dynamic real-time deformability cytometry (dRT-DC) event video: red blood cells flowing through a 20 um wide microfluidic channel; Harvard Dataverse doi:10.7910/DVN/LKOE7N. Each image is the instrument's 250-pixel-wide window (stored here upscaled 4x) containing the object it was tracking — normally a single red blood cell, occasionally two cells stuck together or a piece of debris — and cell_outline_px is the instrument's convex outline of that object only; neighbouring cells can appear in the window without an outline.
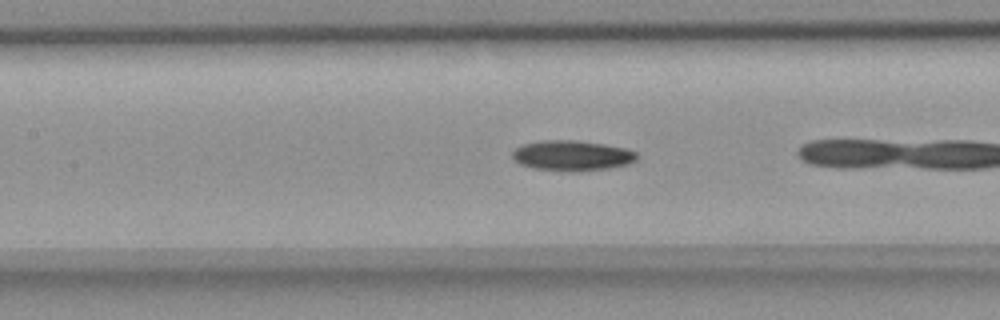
{"species": "common noctule bat (a hibernating species)", "species_latin": "Nyctalus noctula", "temperature_condition": "room temperature", "stored_images_in_passage": 9, "camera_frame_rate_fps": 3000, "um_per_image_px": 0.085, "animal": {"sex": "female", "body_mass_g": 18.4}, "frame": {"image": 1, "passage_image": 8, "time_ms": 2.333, "image_size_px": [1000, 320], "cell_outline_px": [[640, 156], [636, 160], [628, 164], [608, 168], [576, 172], [532, 168], [520, 164], [512, 156], [512, 152], [516, 148], [524, 144], [540, 140], [576, 140], [604, 144], [624, 148], [636, 152]], "centroid_in_image_um": [48.64, 13.22], "position_along_channel_um": 158.8, "area_um2": 22.02}}